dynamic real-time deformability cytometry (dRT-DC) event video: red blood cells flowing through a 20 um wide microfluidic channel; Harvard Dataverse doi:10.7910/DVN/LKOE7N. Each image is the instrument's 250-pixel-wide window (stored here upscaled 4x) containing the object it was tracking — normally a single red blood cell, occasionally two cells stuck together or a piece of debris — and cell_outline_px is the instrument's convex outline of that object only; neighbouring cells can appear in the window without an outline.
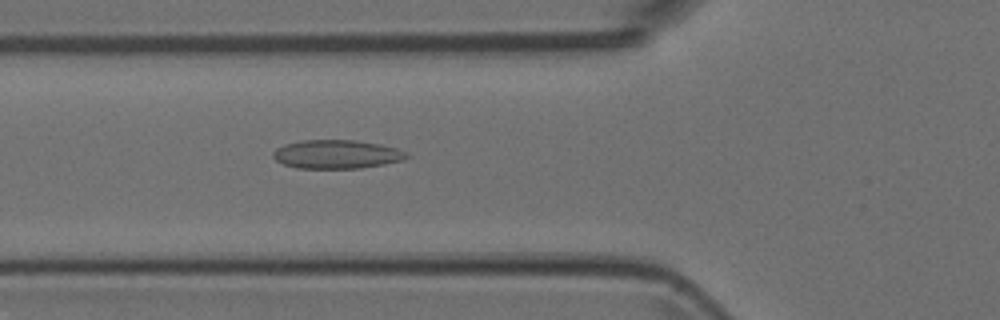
{"species": "Egyptian fruit bat (a non-hibernating species)", "species_latin": "Rousettus aegyptiacus", "temperature_condition": "room temperature", "stored_images_in_passage": 27, "camera_frame_rate_fps": 3000, "um_per_image_px": 0.085, "animal": {"sex": "female"}, "frame": {"image": 1, "passage_image": 6, "time_ms": 1.667, "image_size_px": [1000, 320], "cell_outline_px": [[408, 156], [404, 160], [384, 164], [360, 168], [296, 168], [284, 164], [276, 160], [272, 156], [272, 152], [276, 148], [284, 144], [300, 140], [356, 140], [380, 144], [396, 148], [408, 152]], "centroid_in_image_um": [28.61, 13.11], "position_along_channel_um": 97.2, "area_um2": 22.43}}
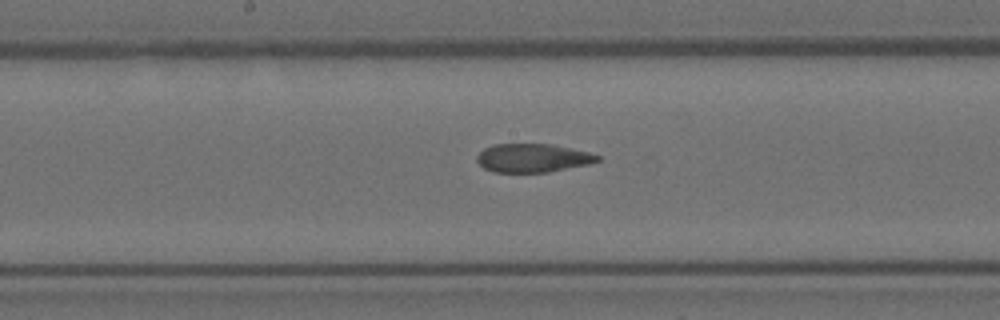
{"frame": {"image": 2, "passage_image": 14, "time_ms": 4.333, "image_size_px": [1000, 320], "cell_outline_px": [[600, 160], [588, 164], [548, 172], [492, 172], [484, 168], [476, 160], [476, 156], [484, 148], [492, 144], [552, 144], [572, 148], [588, 152], [600, 156]], "centroid_in_image_um": [45.26, 13.42], "position_along_channel_um": 202.9, "area_um2": 20.06}}
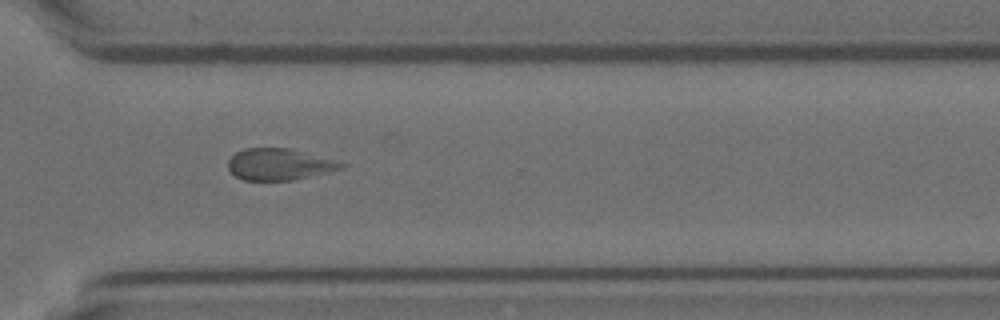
{"frame": {"image": 3, "passage_image": 25, "time_ms": 8.0, "image_size_px": [1000, 320], "cell_outline_px": [[348, 164], [344, 168], [292, 180], [244, 180], [236, 176], [228, 168], [228, 160], [236, 152], [244, 148], [292, 148]], "centroid_in_image_um": [23.74, 13.96], "position_along_channel_um": 346.9, "area_um2": 20.69}}